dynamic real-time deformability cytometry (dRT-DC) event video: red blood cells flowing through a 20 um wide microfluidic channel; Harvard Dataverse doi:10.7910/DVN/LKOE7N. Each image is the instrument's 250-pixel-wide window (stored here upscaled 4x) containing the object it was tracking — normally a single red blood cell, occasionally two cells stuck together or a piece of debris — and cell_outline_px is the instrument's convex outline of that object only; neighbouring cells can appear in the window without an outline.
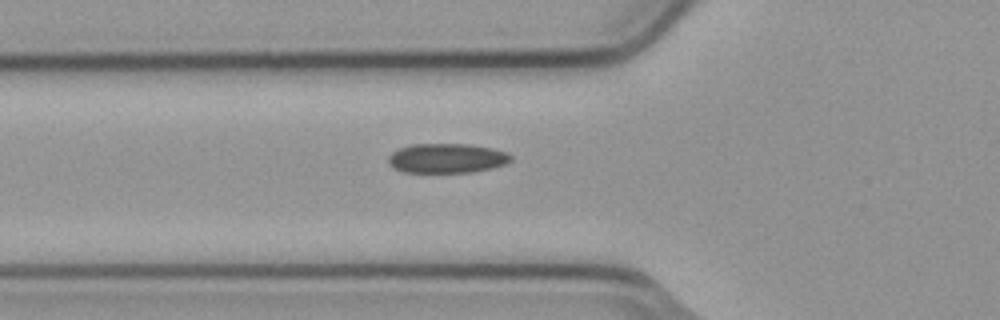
{"species": "common noctule bat (a hibernating species)", "species_latin": "Nyctalus noctula", "temperature_condition": "cold", "stored_images_in_passage": 5, "camera_frame_rate_fps": 3000, "um_per_image_px": 0.085, "animal": {"sex": "male", "body_mass_g": 23.1, "forearm_length_mm": 52.7}, "frame": {"image": 1, "passage_image": 5, "time_ms": 1.333, "image_size_px": [1000, 320], "cell_outline_px": [[512, 160], [508, 164], [492, 168], [472, 172], [404, 172], [388, 164], [388, 156], [392, 152], [400, 148], [412, 144], [468, 144], [492, 148], [508, 152], [512, 156]], "centroid_in_image_um": [38.02, 13.45], "position_along_channel_um": 87.8, "area_um2": 21.21}}